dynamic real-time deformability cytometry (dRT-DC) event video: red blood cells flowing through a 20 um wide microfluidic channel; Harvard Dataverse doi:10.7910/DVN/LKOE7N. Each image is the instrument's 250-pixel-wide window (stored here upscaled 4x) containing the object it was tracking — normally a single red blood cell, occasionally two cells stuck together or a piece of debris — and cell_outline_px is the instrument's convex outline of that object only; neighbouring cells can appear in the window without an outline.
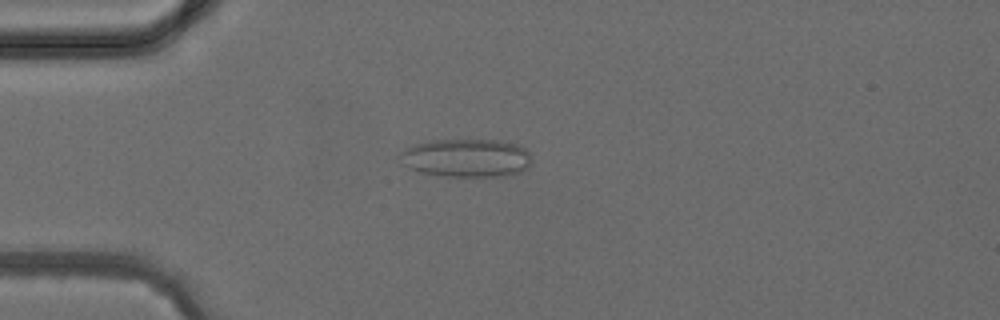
{"species": "common noctule bat (a hibernating species)", "species_latin": "Nyctalus noctula", "temperature_condition": "cold", "stored_images_in_passage": 4, "camera_frame_rate_fps": 3000, "um_per_image_px": 0.085, "animal": {"sex": "female", "body_mass_g": 24.6, "forearm_length_mm": 56.2}, "frame": {"image": 1, "passage_image": 4, "time_ms": 3.667, "image_size_px": [1000, 320], "cell_outline_px": [[532, 164], [528, 168], [520, 172], [504, 176], [448, 176], [420, 172], [408, 168], [400, 164], [396, 156], [404, 148], [416, 144], [432, 140], [500, 140], [516, 144], [524, 148], [532, 156]], "centroid_in_image_um": [39.62, 13.42], "position_along_channel_um": 45.4, "area_um2": 29.82}}